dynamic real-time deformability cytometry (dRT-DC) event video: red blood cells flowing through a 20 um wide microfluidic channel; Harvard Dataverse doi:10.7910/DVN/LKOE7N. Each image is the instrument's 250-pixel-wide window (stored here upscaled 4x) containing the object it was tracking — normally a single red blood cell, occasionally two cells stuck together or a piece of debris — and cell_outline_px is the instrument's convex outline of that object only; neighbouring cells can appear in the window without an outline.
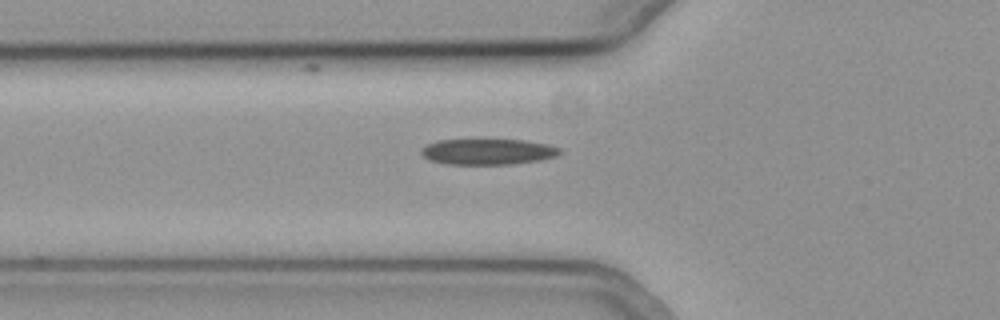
{"species": "common noctule bat (a hibernating species)", "species_latin": "Nyctalus noctula", "temperature_condition": "cold", "stored_images_in_passage": 38, "camera_frame_rate_fps": 3000, "um_per_image_px": 0.085, "animal": {"sex": "female", "body_mass_g": 19.3, "forearm_length_mm": 54.1}, "frame": {"image": 1, "passage_image": 6, "time_ms": 1.667, "image_size_px": [1000, 320], "cell_outline_px": [[560, 152], [556, 156], [540, 160], [512, 164], [448, 164], [428, 160], [420, 152], [420, 148], [436, 140], [524, 140], [548, 144], [560, 148]], "centroid_in_image_um": [41.44, 12.89], "position_along_channel_um": 84.4, "area_um2": 20.81}}
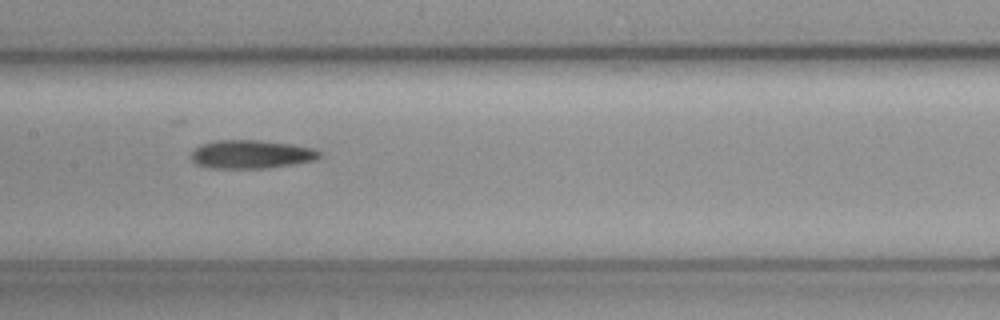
{"frame": {"image": 2, "passage_image": 14, "time_ms": 4.333, "image_size_px": [1000, 320], "cell_outline_px": [[324, 152], [316, 160], [292, 164], [264, 168], [212, 168], [196, 164], [192, 160], [192, 152], [200, 144], [216, 140], [256, 140], [292, 144], [312, 148]], "centroid_in_image_um": [21.37, 13.11], "position_along_channel_um": 186.0, "area_um2": 21.21}}
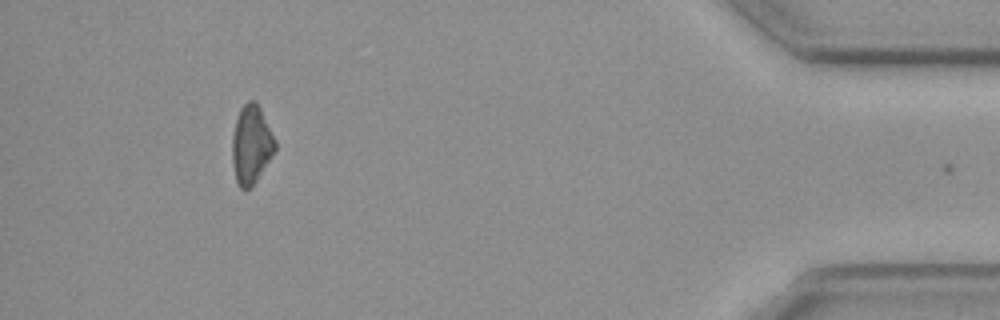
{"frame": {"image": 3, "passage_image": 37, "time_ms": 12.0, "image_size_px": [1000, 320], "cell_outline_px": [[276, 152], [252, 188], [240, 188], [236, 180], [232, 164], [232, 136], [236, 120], [240, 108], [248, 100], [256, 100], [276, 140]], "centroid_in_image_um": [21.37, 12.31], "position_along_channel_um": 413.8, "area_um2": 19.94}, "authors_computed_cell_mechanics": {"area_um2": 20.6057, "velocity_mm_per_s": 3.7897, "shape_relaxation_time_tau1_ms": 4.3331, "shape_relaxation_time_tau2_ms": 9.897, "deformation_change_tau1": 0.1131, "deformation_change_tau2": 0.2156}}